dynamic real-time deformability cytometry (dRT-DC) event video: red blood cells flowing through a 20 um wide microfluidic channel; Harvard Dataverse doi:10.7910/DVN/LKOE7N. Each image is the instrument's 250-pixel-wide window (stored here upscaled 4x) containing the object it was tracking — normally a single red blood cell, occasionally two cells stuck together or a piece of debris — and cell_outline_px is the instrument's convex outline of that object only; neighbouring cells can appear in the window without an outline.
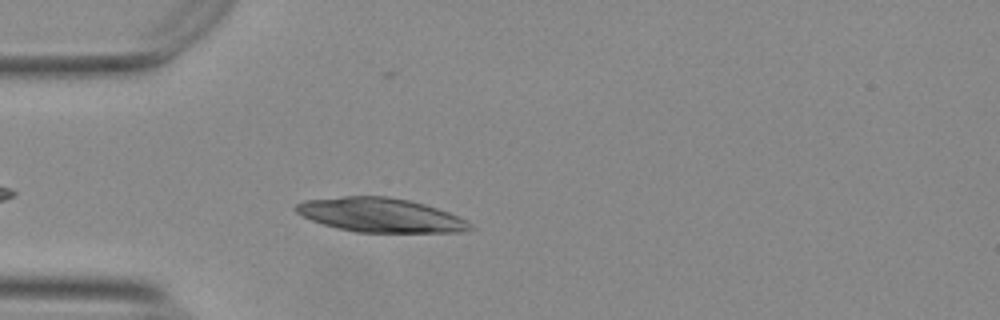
{"species": "Egyptian fruit bat (a non-hibernating species)", "species_latin": "Rousettus aegyptiacus", "temperature_condition": "warm", "stored_images_in_passage": 40, "camera_frame_rate_fps": 3000, "um_per_image_px": 0.085, "animal": {"sex": "female"}, "frame": {"image": 1, "passage_image": 5, "time_ms": 1.333, "image_size_px": [1000, 320], "cell_outline_px": [[476, 228], [460, 232], [356, 232], [336, 228], [312, 220], [296, 212], [292, 208], [296, 204], [304, 200], [344, 196], [388, 196], [408, 200], [424, 204], [448, 212], [468, 220]], "centroid_in_image_um": [32.35, 18.28], "position_along_channel_um": 52.7, "area_um2": 34.68}}
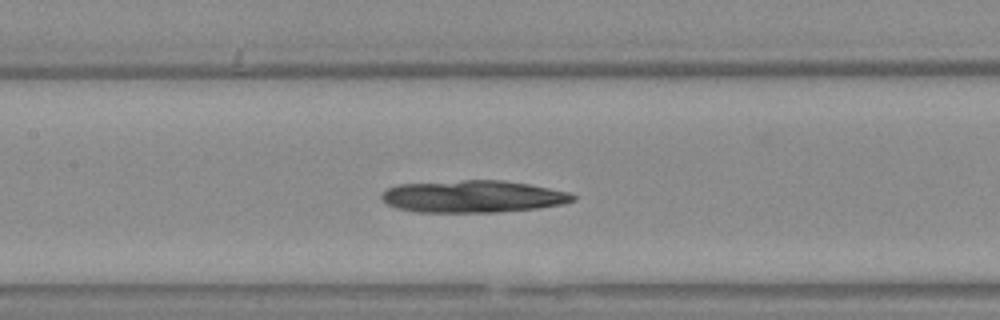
{"frame": {"image": 2, "passage_image": 15, "time_ms": 4.667, "image_size_px": [1000, 320], "cell_outline_px": [[576, 200], [564, 204], [536, 208], [496, 212], [416, 212], [396, 208], [388, 204], [380, 196], [388, 188], [400, 184], [464, 180], [504, 180], [528, 184], [568, 192], [576, 196]], "centroid_in_image_um": [40.21, 16.7], "position_along_channel_um": 167.2, "area_um2": 35.72}}
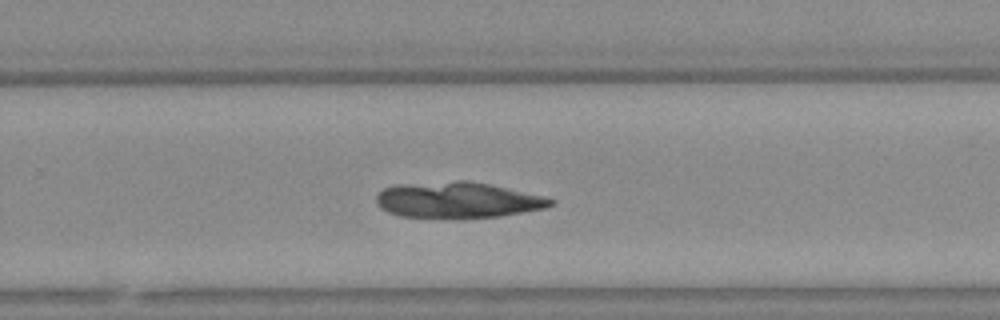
{"frame": {"image": 3, "passage_image": 25, "time_ms": 8.0, "image_size_px": [1000, 320], "cell_outline_px": [[556, 204], [544, 208], [524, 212], [496, 216], [400, 216], [388, 212], [380, 208], [376, 200], [376, 196], [384, 188], [396, 184], [456, 180], [468, 180], [488, 184], [540, 196], [556, 200]], "centroid_in_image_um": [38.86, 16.97], "position_along_channel_um": 290.9, "area_um2": 35.6}}